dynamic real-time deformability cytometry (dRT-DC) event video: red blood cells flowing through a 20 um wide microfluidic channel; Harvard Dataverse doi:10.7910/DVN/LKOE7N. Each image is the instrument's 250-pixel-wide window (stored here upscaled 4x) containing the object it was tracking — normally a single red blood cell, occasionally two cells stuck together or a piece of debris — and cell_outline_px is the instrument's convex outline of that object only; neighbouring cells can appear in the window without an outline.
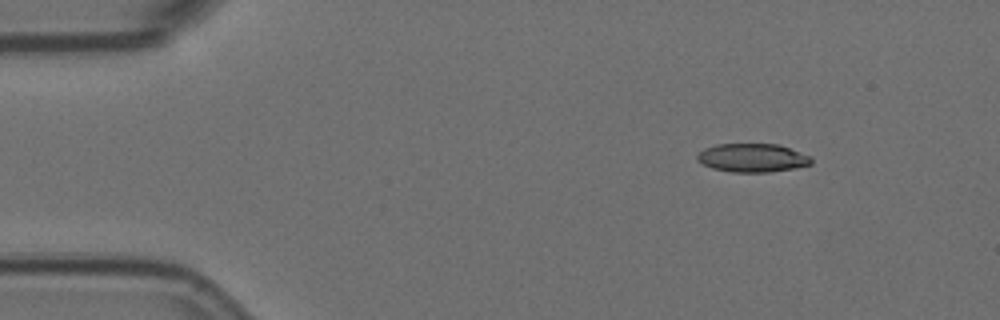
{"species": "Egyptian fruit bat (a non-hibernating species)", "species_latin": "Rousettus aegyptiacus", "temperature_condition": "room temperature", "stored_images_in_passage": 5, "camera_frame_rate_fps": 3000, "um_per_image_px": 0.085, "animal": {"sex": "female"}, "frame": {"image": 1, "passage_image": 2, "time_ms": 0.333, "image_size_px": [1000, 320], "cell_outline_px": [[812, 164], [792, 168], [768, 172], [732, 172], [712, 168], [696, 160], [696, 156], [704, 148], [716, 144], [780, 144], [808, 156], [812, 160]], "centroid_in_image_um": [63.91, 13.41], "position_along_channel_um": 21.1, "area_um2": 18.79}}
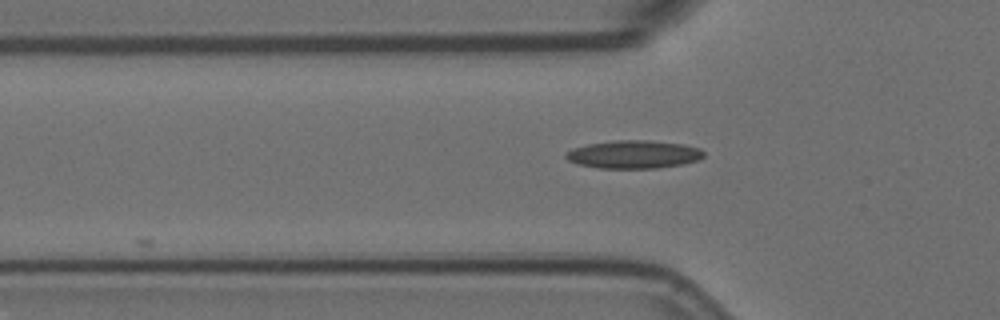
{"frame": {"image": 2, "passage_image": 5, "time_ms": 1.333, "image_size_px": [1000, 320], "cell_outline_px": [[704, 156], [696, 160], [680, 164], [656, 168], [600, 168], [580, 164], [568, 160], [564, 156], [572, 148], [588, 144], [616, 140], [648, 140], [684, 144], [700, 148], [704, 152]], "centroid_in_image_um": [53.87, 13.11], "position_along_channel_um": 71.9, "area_um2": 22.31}}